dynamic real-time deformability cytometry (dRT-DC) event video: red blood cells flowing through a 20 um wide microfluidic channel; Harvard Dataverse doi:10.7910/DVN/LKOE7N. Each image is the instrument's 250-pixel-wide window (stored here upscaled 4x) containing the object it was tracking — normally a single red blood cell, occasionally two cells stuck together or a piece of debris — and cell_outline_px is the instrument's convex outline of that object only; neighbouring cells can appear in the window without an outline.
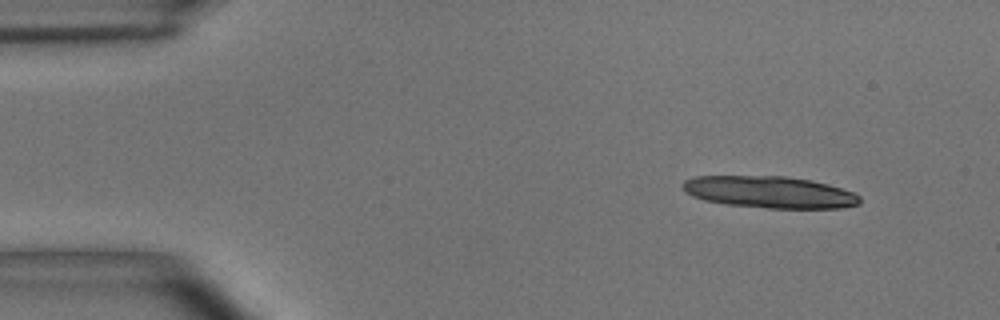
{"species": "common noctule bat (a hibernating species)", "species_latin": "Nyctalus noctula", "temperature_condition": "room temperature", "stored_images_in_passage": 5, "segment_of_instrument_passage": [1, 2], "camera_frame_rate_fps": 3000, "um_per_image_px": 0.085, "animal": {"sex": "male", "body_mass_g": 15.6}, "frame": {"image": 1, "passage_image": 1, "time_ms": 0.0, "image_size_px": [1000, 320], "cell_outline_px": [[860, 204], [840, 208], [768, 208], [724, 204], [704, 200], [692, 196], [684, 192], [680, 188], [680, 184], [684, 180], [692, 176], [784, 176], [812, 180], [828, 184], [852, 192], [860, 196]], "centroid_in_image_um": [65.34, 16.32], "position_along_channel_um": 19.7, "area_um2": 33.12}}